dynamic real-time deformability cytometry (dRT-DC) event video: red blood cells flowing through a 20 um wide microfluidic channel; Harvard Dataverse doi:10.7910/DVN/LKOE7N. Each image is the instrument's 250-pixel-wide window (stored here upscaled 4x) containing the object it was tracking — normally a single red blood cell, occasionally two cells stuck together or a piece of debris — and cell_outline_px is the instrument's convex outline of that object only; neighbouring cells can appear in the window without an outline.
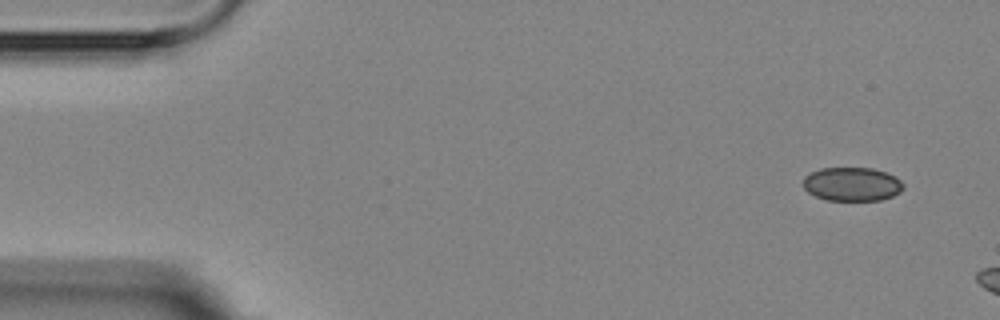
{"species": "Egyptian fruit bat (a non-hibernating species)", "species_latin": "Rousettus aegyptiacus", "temperature_condition": "room temperature", "stored_images_in_passage": 10, "camera_frame_rate_fps": 3000, "um_per_image_px": 0.085, "animal": {"sex": "female"}, "frame": {"image": 1, "passage_image": 1, "time_ms": 0.0, "image_size_px": [1000, 320], "cell_outline_px": [[904, 188], [900, 192], [892, 196], [880, 200], [824, 200], [808, 192], [804, 188], [804, 176], [820, 168], [872, 168], [888, 172], [896, 176], [904, 184]], "centroid_in_image_um": [72.45, 15.65], "position_along_channel_um": 12.6, "area_um2": 19.83}}
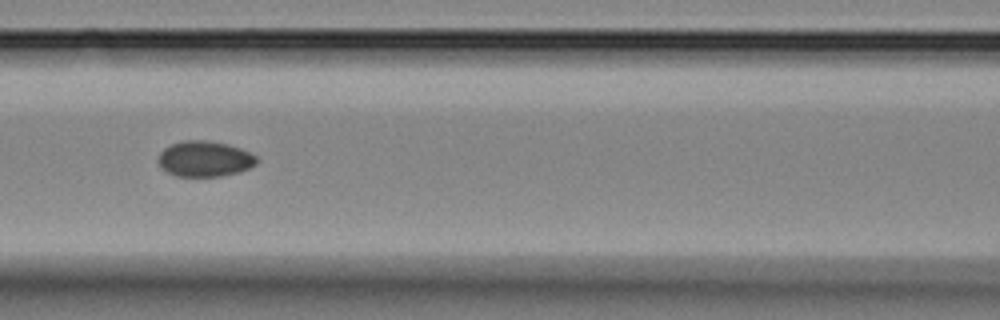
{"frame": {"image": 2, "passage_image": 7, "time_ms": 6.667, "image_size_px": [1000, 320], "cell_outline_px": [[260, 160], [256, 164], [240, 172], [220, 176], [176, 176], [160, 168], [156, 160], [160, 152], [164, 148], [172, 144], [184, 140], [204, 140], [228, 144], [240, 148], [256, 156]], "centroid_in_image_um": [17.38, 13.5], "position_along_channel_um": 149.2, "area_um2": 20.58}}
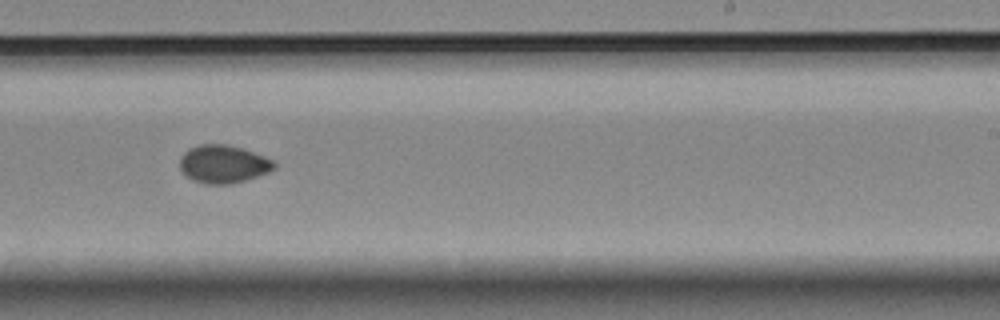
{"frame": {"image": 3, "passage_image": 10, "time_ms": 10.0, "image_size_px": [1000, 320], "cell_outline_px": [[276, 168], [268, 172], [232, 184], [204, 184], [192, 180], [180, 168], [180, 156], [188, 148], [196, 144], [228, 144], [244, 148], [264, 156], [272, 160], [276, 164]], "centroid_in_image_um": [18.97, 13.93], "position_along_channel_um": 270.0, "area_um2": 21.04}}